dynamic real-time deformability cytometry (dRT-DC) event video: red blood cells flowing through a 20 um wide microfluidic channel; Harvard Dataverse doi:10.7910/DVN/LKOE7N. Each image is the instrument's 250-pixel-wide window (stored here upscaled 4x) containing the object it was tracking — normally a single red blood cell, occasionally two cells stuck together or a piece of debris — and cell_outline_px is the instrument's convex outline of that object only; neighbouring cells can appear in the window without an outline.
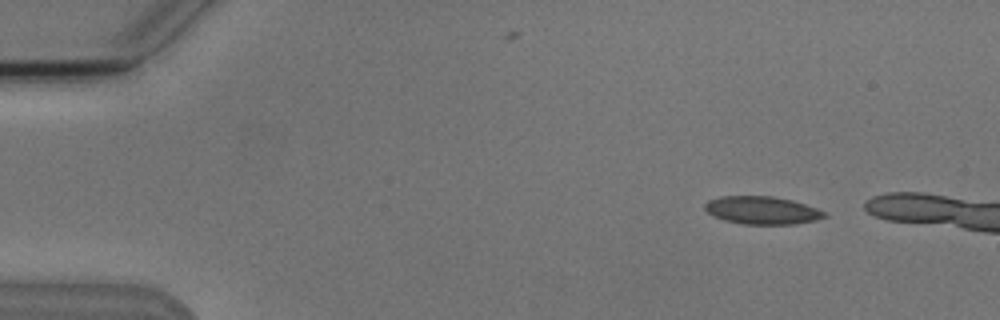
{"species": "Egyptian fruit bat (a non-hibernating species)", "species_latin": "Rousettus aegyptiacus", "temperature_condition": "cold", "stored_images_in_passage": 8, "camera_frame_rate_fps": 3000, "um_per_image_px": 0.085, "animal": {"sex": "male"}, "frame": {"image": 1, "passage_image": 1, "time_ms": 0.0, "image_size_px": [1000, 320], "cell_outline_px": [[828, 216], [816, 220], [796, 224], [744, 224], [724, 220], [708, 212], [704, 208], [704, 204], [708, 200], [720, 196], [772, 196], [792, 200], [828, 212]], "centroid_in_image_um": [64.81, 17.87], "position_along_channel_um": 20.2, "area_um2": 19.42}}
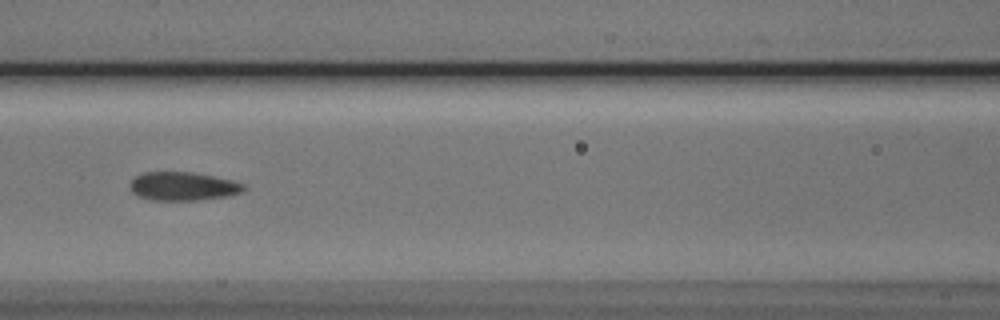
{"frame": {"image": 2, "passage_image": 6, "time_ms": 6.0, "image_size_px": [1000, 320], "cell_outline_px": [[248, 188], [244, 192], [232, 196], [200, 200], [148, 200], [136, 196], [128, 188], [128, 184], [136, 176], [144, 172], [192, 172], [232, 180], [244, 184]], "centroid_in_image_um": [15.56, 15.85], "position_along_channel_um": 151.0, "area_um2": 19.36}}
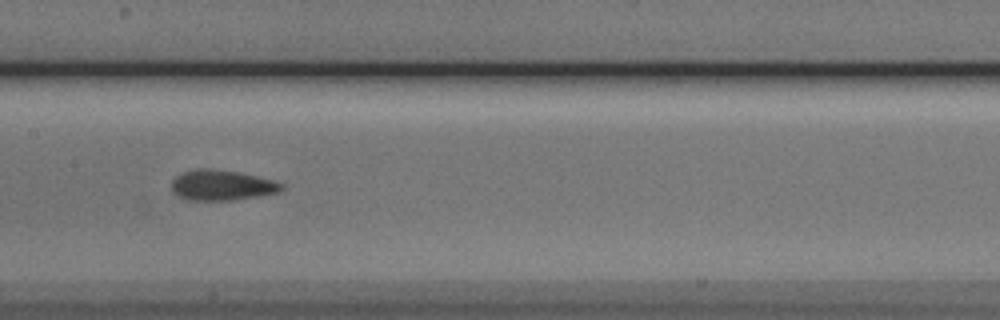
{"frame": {"image": 3, "passage_image": 7, "time_ms": 7.0, "image_size_px": [1000, 320], "cell_outline_px": [[284, 188], [280, 192], [232, 200], [188, 200], [172, 192], [172, 180], [176, 176], [184, 172], [200, 168], [208, 168], [236, 172], [276, 180], [284, 184]], "centroid_in_image_um": [18.88, 15.74], "position_along_channel_um": 188.5, "area_um2": 19.36}}